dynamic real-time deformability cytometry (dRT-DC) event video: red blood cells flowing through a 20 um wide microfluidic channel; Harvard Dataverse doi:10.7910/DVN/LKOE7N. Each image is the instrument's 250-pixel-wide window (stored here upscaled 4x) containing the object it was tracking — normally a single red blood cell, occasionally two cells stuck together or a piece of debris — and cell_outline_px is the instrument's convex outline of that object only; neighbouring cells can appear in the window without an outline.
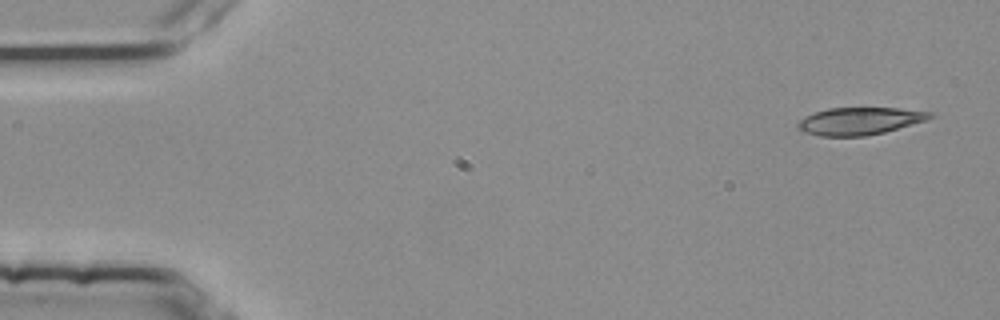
{"species": "common noctule bat (a hibernating species)", "species_latin": "Nyctalus noctula", "temperature_condition": "room temperature", "stored_images_in_passage": 2, "camera_frame_rate_fps": 3000, "um_per_image_px": 0.085, "animal": {"sex": "female", "body_mass_g": 25.1}, "frame": {"image": 1, "passage_image": 2, "time_ms": 0.333, "image_size_px": [1000, 320], "cell_outline_px": [[936, 116], [928, 120], [884, 132], [864, 136], [820, 136], [804, 132], [796, 128], [796, 124], [804, 116], [828, 108], [900, 108], [936, 112]], "centroid_in_image_um": [73.12, 10.28], "position_along_channel_um": 11.9, "area_um2": 21.33}}